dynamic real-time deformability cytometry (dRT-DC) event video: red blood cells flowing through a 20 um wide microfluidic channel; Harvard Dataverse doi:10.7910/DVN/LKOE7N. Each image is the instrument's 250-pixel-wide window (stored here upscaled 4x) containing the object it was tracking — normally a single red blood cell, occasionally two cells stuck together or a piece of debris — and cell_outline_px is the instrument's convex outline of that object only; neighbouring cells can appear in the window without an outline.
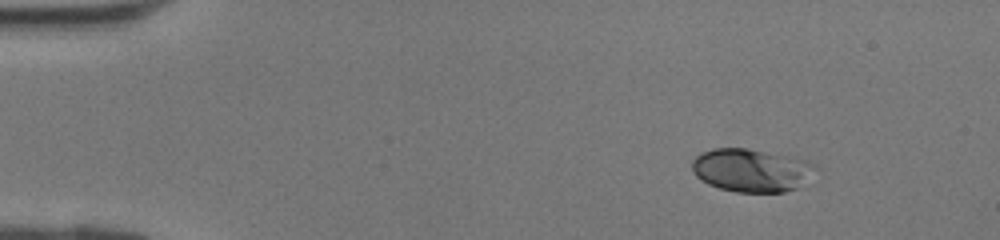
{"species": "human", "species_latin": "Homo sapiens", "temperature_condition": "room temperature", "stored_images_in_passage": 37, "camera_frame_rate_fps": 3000, "um_per_image_px": 0.085, "donor": {"sex": "female"}, "frame": {"image": 1, "passage_image": 1, "time_ms": 0.0, "image_size_px": [1000, 240], "cell_outline_px": [[816, 168], [796, 188], [784, 192], [736, 192], [720, 188], [708, 184], [700, 180], [696, 176], [692, 168], [692, 160], [700, 152], [712, 148], [748, 148], [804, 160], [812, 164]], "centroid_in_image_um": [63.76, 14.47], "position_along_channel_um": 21.2, "area_um2": 30.52}}
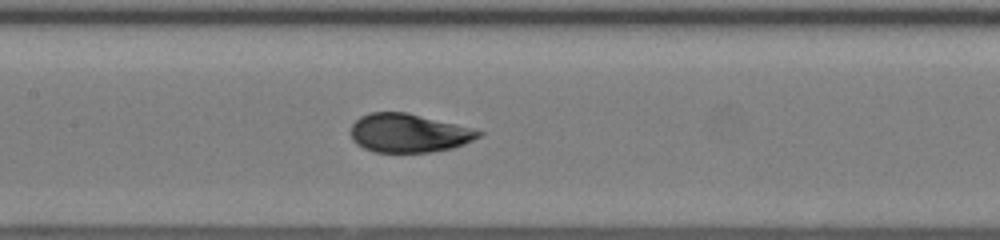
{"frame": {"image": 2, "passage_image": 16, "time_ms": 5.0, "image_size_px": [1000, 240], "cell_outline_px": [[484, 132], [480, 136], [464, 144], [452, 148], [432, 152], [376, 152], [364, 148], [356, 144], [352, 140], [348, 132], [352, 124], [360, 116], [368, 112], [408, 112], [472, 128]], "centroid_in_image_um": [34.69, 11.3], "position_along_channel_um": 172.7, "area_um2": 29.02}}
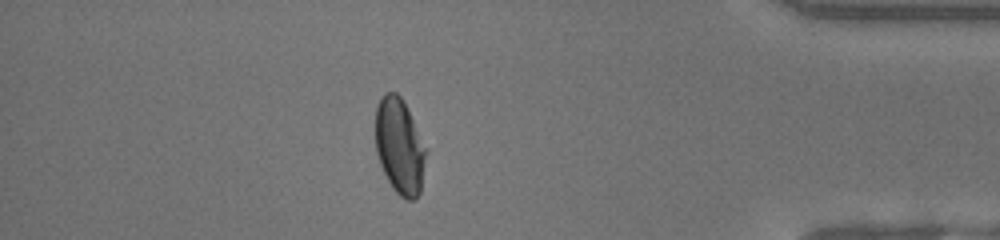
{"frame": {"image": 3, "passage_image": 32, "time_ms": 10.333, "image_size_px": [1000, 240], "cell_outline_px": [[428, 148], [420, 192], [416, 200], [408, 200], [400, 196], [392, 188], [380, 164], [376, 152], [376, 108], [380, 96], [384, 92], [396, 92], [404, 100]], "centroid_in_image_um": [33.99, 12.41], "position_along_channel_um": 401.2, "area_um2": 28.73}}